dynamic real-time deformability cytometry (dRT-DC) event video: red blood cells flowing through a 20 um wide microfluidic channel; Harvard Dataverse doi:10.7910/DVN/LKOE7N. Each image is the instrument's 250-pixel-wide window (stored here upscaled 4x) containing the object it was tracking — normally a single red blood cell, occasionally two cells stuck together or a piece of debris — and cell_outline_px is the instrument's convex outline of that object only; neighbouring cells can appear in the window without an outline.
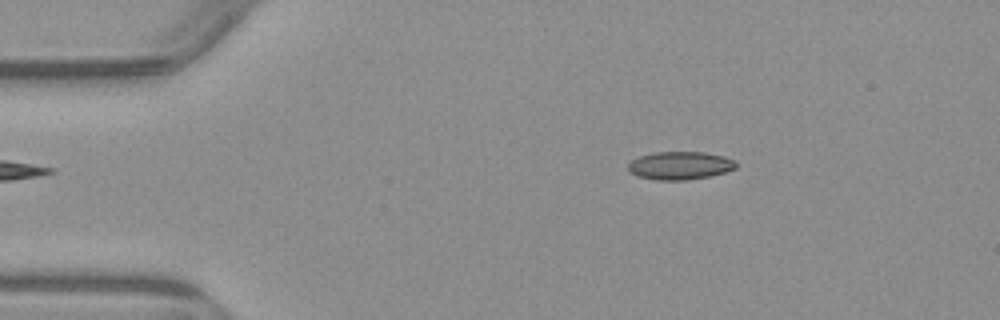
{"species": "common noctule bat (a hibernating species)", "species_latin": "Nyctalus noctula", "temperature_condition": "warm", "stored_images_in_passage": 6, "camera_frame_rate_fps": 3000, "um_per_image_px": 0.085, "animal": {"sex": "male", "body_mass_g": 23.1, "forearm_length_mm": 52.7}, "frame": {"image": 1, "passage_image": 3, "time_ms": 2.667, "image_size_px": [1000, 320], "cell_outline_px": [[736, 168], [712, 176], [688, 180], [656, 180], [636, 176], [628, 172], [628, 164], [632, 160], [640, 156], [652, 152], [704, 152], [724, 156], [736, 160]], "centroid_in_image_um": [57.79, 14.07], "position_along_channel_um": 27.2, "area_um2": 17.86}}
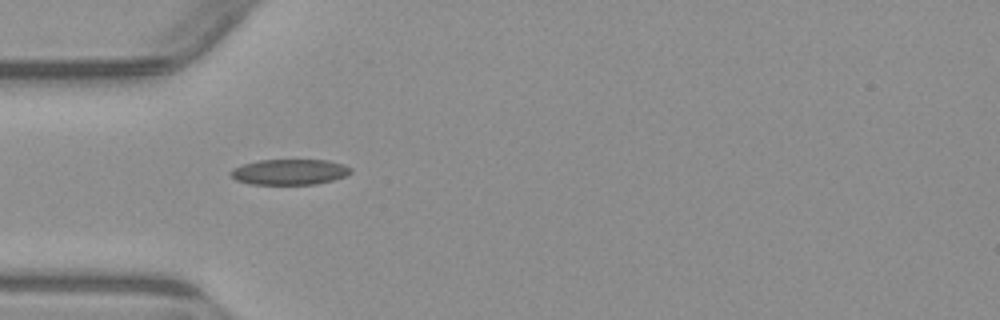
{"frame": {"image": 2, "passage_image": 5, "time_ms": 5.0, "image_size_px": [1000, 320], "cell_outline_px": [[352, 172], [344, 176], [332, 180], [316, 184], [248, 184], [236, 180], [228, 172], [232, 168], [244, 164], [260, 160], [328, 160], [344, 164], [352, 168]], "centroid_in_image_um": [24.61, 14.61], "position_along_channel_um": 60.4, "area_um2": 17.92}}
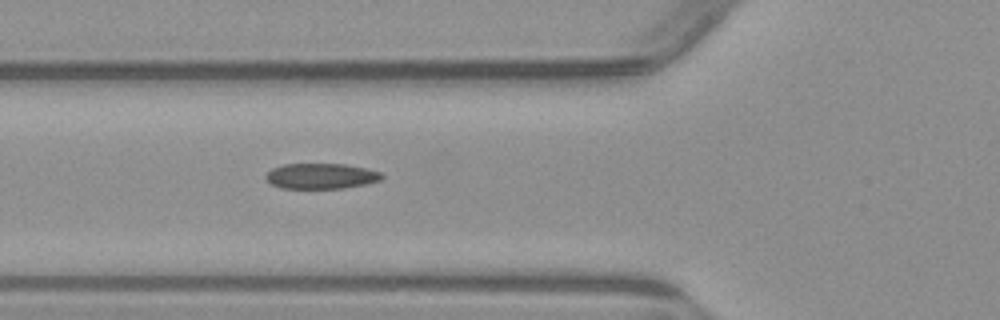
{"frame": {"image": 3, "passage_image": 6, "time_ms": 6.0, "image_size_px": [1000, 320], "cell_outline_px": [[384, 176], [380, 180], [364, 184], [344, 188], [280, 188], [272, 184], [264, 176], [272, 168], [284, 164], [344, 164], [364, 168], [380, 172]], "centroid_in_image_um": [27.27, 14.96], "position_along_channel_um": 98.5, "area_um2": 17.05}}